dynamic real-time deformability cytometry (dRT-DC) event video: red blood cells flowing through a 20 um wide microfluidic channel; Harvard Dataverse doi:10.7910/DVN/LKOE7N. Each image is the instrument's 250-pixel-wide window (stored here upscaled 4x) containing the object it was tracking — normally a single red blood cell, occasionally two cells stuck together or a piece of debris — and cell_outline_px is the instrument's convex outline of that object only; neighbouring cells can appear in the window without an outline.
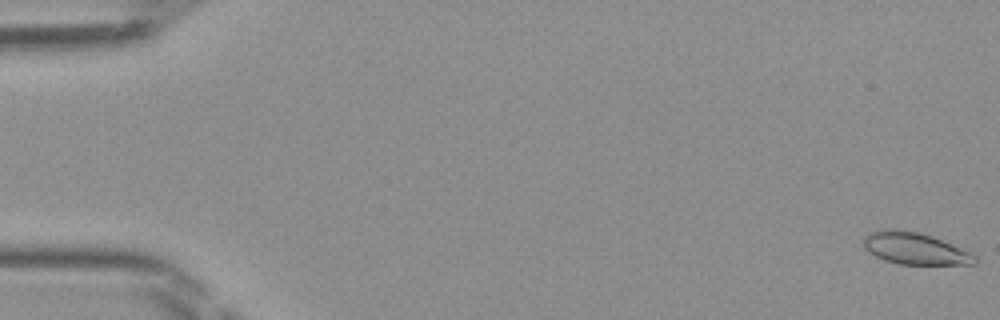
{"species": "Egyptian fruit bat (a non-hibernating species)", "species_latin": "Rousettus aegyptiacus", "temperature_condition": "room temperature", "stored_images_in_passage": 48, "camera_frame_rate_fps": 3000, "um_per_image_px": 0.085, "frame": {"image": 1, "passage_image": 1, "time_ms": 0.0, "image_size_px": [1000, 320], "cell_outline_px": [[976, 264], [896, 264], [884, 260], [868, 252], [864, 248], [864, 236], [868, 232], [880, 228], [892, 228], [916, 232], [932, 236], [968, 252], [976, 256]], "centroid_in_image_um": [77.67, 21.11], "position_along_channel_um": 7.3, "area_um2": 20.58}}
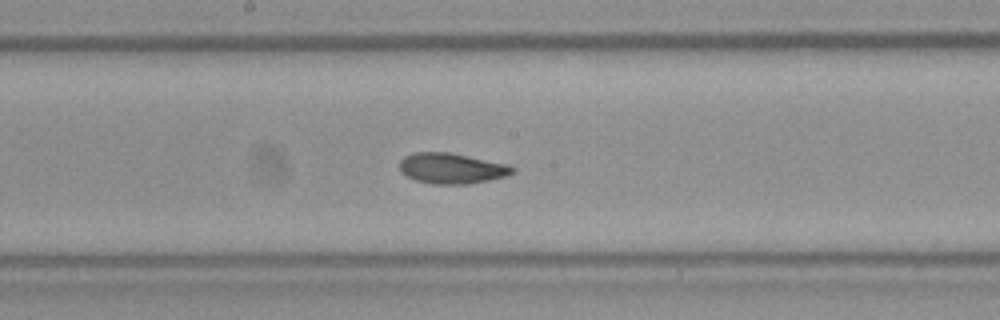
{"frame": {"image": 2, "passage_image": 26, "time_ms": 8.333, "image_size_px": [1000, 320], "cell_outline_px": [[516, 172], [508, 176], [468, 184], [432, 184], [416, 180], [400, 172], [400, 160], [404, 156], [412, 152], [448, 152], [508, 164], [516, 168]], "centroid_in_image_um": [38.41, 14.31], "position_along_channel_um": 209.8, "area_um2": 20.23}}
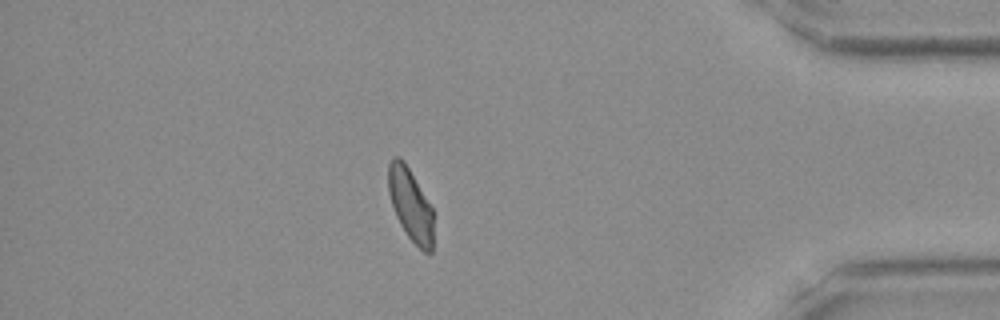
{"frame": {"image": 3, "passage_image": 42, "time_ms": 13.667, "image_size_px": [1000, 320], "cell_outline_px": [[432, 252], [424, 252], [408, 236], [400, 224], [396, 216], [388, 192], [388, 164], [392, 156], [400, 156], [404, 160], [432, 208]], "centroid_in_image_um": [34.86, 17.34], "position_along_channel_um": 400.3, "area_um2": 18.79}}